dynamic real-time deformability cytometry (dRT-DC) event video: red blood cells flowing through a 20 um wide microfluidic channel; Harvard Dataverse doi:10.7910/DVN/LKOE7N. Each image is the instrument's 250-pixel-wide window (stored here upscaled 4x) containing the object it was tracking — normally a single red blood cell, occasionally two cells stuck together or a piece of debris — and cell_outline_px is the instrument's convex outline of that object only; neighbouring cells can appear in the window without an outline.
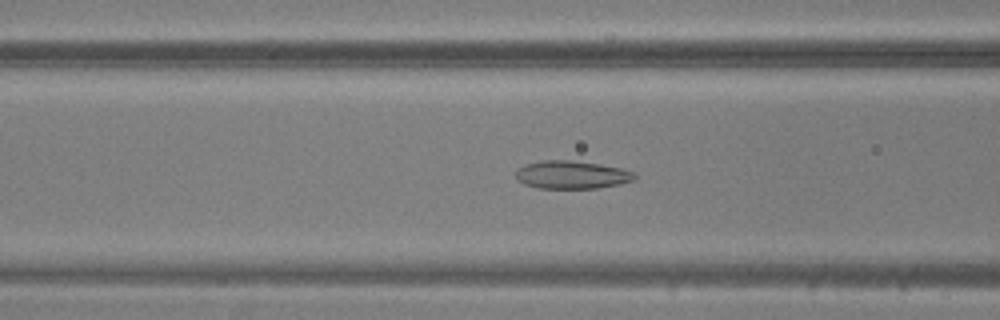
{"species": "common noctule bat (a hibernating species)", "species_latin": "Nyctalus noctula", "temperature_condition": "warm", "stored_images_in_passage": 38, "camera_frame_rate_fps": 3000, "um_per_image_px": 0.085, "animal": {"sex": "male", "body_mass_g": 20.5, "forearm_length_mm": 52.5}, "frame": {"image": 1, "passage_image": 18, "time_ms": 5.667, "image_size_px": [1000, 320], "cell_outline_px": [[636, 180], [620, 184], [596, 188], [536, 188], [524, 184], [516, 180], [516, 168], [524, 164], [544, 160], [572, 160], [600, 164], [620, 168], [636, 172]], "centroid_in_image_um": [48.59, 14.85], "position_along_channel_um": 118.0, "area_um2": 19.65}}
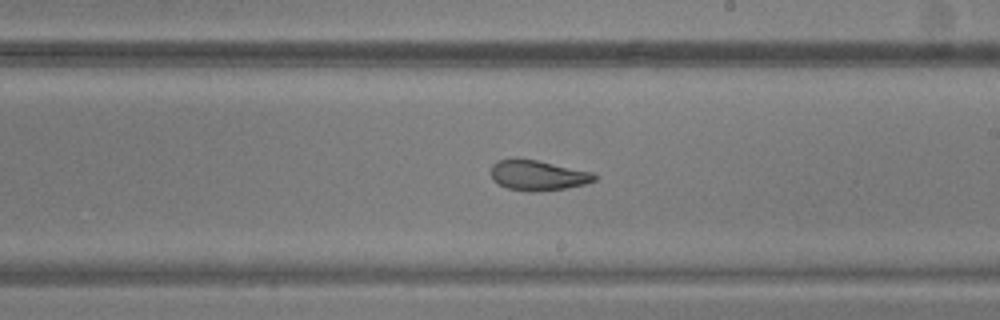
{"frame": {"image": 2, "passage_image": 27, "time_ms": 8.667, "image_size_px": [1000, 320], "cell_outline_px": [[600, 176], [596, 180], [584, 184], [564, 188], [536, 192], [528, 192], [508, 188], [492, 180], [492, 164], [496, 160], [512, 156], [516, 156], [536, 160], [592, 172]], "centroid_in_image_um": [45.68, 14.87], "position_along_channel_um": 243.3, "area_um2": 18.55}}
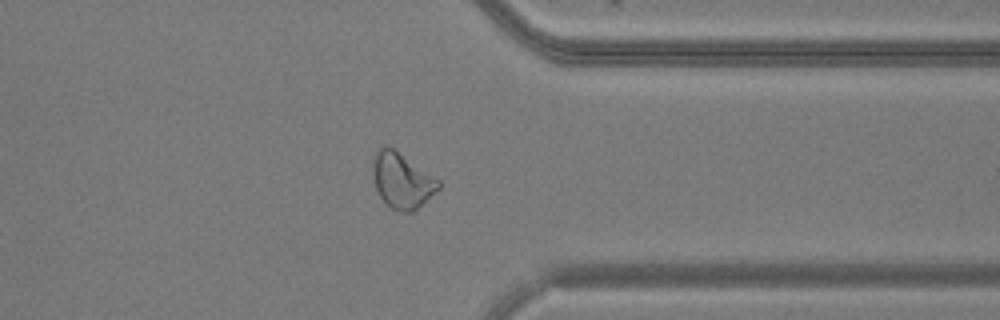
{"frame": {"image": 3, "passage_image": 37, "time_ms": 12.0, "image_size_px": [1000, 320], "cell_outline_px": [[440, 188], [412, 212], [404, 212], [392, 208], [384, 204], [376, 188], [372, 176], [372, 160], [376, 152], [384, 144], [388, 144], [440, 180]], "centroid_in_image_um": [34.13, 15.32], "position_along_channel_um": 377.3, "area_um2": 21.33}}